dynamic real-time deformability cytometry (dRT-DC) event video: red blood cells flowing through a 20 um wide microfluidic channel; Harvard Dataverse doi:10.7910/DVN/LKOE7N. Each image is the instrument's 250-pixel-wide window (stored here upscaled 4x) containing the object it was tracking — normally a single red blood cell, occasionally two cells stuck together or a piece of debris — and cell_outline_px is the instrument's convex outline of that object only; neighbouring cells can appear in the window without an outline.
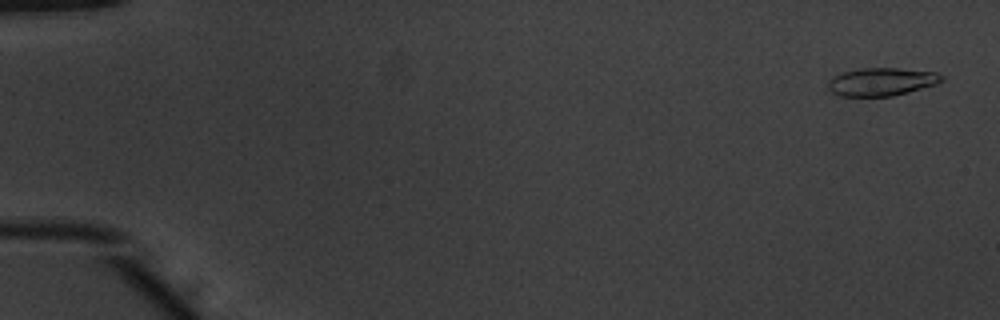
{"species": "common noctule bat (a hibernating species)", "species_latin": "Nyctalus noctula", "temperature_condition": "warm", "stored_images_in_passage": 52, "camera_frame_rate_fps": 3000, "um_per_image_px": 0.085, "animal": {"sex": "male", "body_mass_g": 20.1, "forearm_length_mm": 53.5}, "frame": {"image": 1, "passage_image": 2, "time_ms": 0.333, "image_size_px": [1000, 320], "cell_outline_px": [[944, 80], [936, 84], [908, 92], [892, 96], [840, 96], [832, 92], [828, 88], [828, 80], [832, 76], [844, 72], [860, 68], [896, 68], [936, 72], [944, 76]], "centroid_in_image_um": [74.92, 6.95], "position_along_channel_um": 10.1, "area_um2": 18.55}}
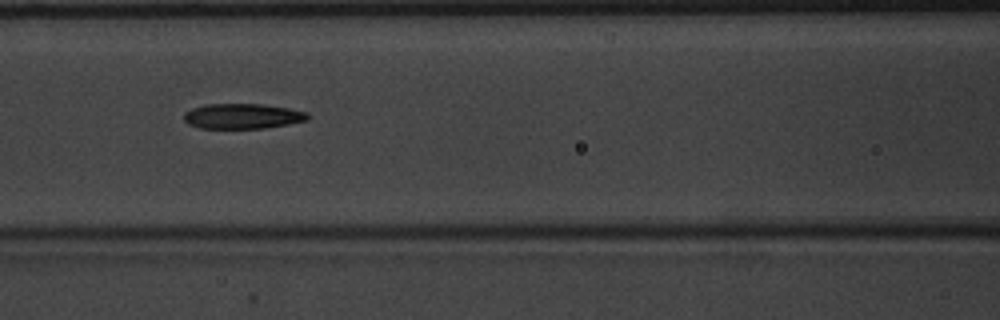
{"frame": {"image": 2, "passage_image": 24, "time_ms": 7.667, "image_size_px": [1000, 320], "cell_outline_px": [[312, 116], [308, 120], [288, 124], [264, 128], [200, 128], [188, 124], [184, 120], [184, 112], [192, 108], [204, 104], [264, 104], [288, 108], [308, 112]], "centroid_in_image_um": [20.63, 9.87], "position_along_channel_um": 146.0, "area_um2": 18.32}}
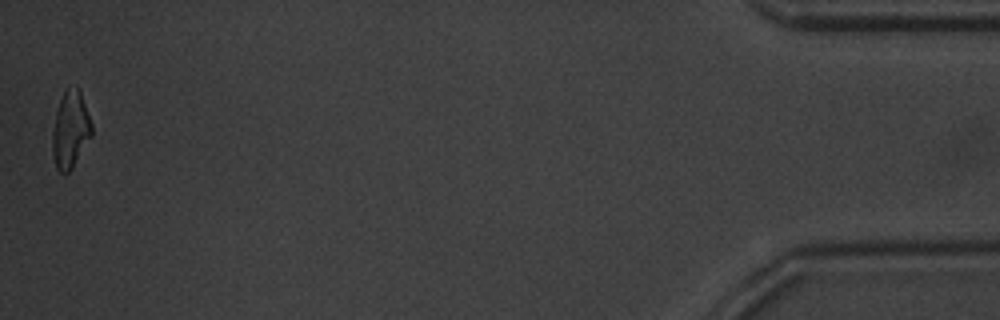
{"frame": {"image": 3, "passage_image": 52, "time_ms": 17.0, "image_size_px": [1000, 320], "cell_outline_px": [[92, 136], [72, 168], [68, 172], [60, 172], [56, 168], [52, 152], [52, 132], [56, 112], [60, 100], [68, 84], [76, 84], [80, 88], [92, 124]], "centroid_in_image_um": [6.0, 10.96], "position_along_channel_um": 429.2, "area_um2": 17.92}, "authors_computed_cell_mechanics": {"area_um2": 18.6405, "velocity_mm_per_s": 3.9503, "shape_relaxation_time_tau1_ms": 4.5755, "shape_relaxation_time_tau2_ms": 2.8666, "deformation_change_tau1": 0.1718, "deformation_change_tau2": 0.1261}}